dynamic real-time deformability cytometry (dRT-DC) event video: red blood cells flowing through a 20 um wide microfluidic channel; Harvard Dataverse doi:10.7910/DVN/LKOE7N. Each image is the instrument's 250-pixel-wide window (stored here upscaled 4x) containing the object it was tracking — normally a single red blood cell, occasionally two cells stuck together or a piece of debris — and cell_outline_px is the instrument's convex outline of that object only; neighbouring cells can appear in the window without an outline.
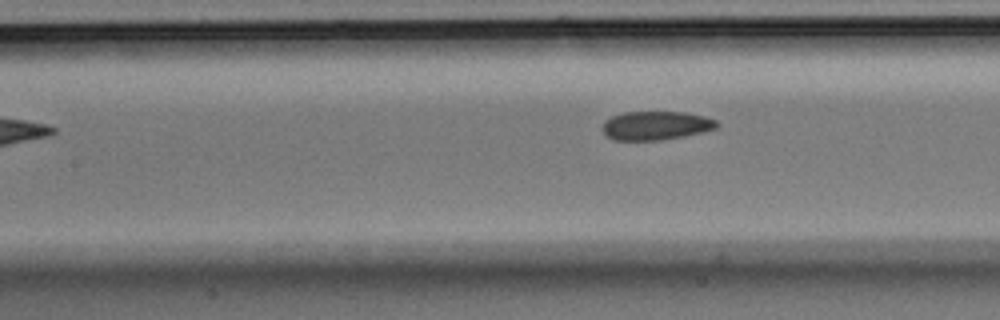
{"species": "Egyptian fruit bat (a non-hibernating species)", "species_latin": "Rousettus aegyptiacus", "temperature_condition": "room temperature", "stored_images_in_passage": 10, "segment_of_instrument_passage": [1, 2], "camera_frame_rate_fps": 3000, "um_per_image_px": 0.085, "animal": {"sex": "male"}, "frame": {"image": 1, "passage_image": 7, "time_ms": 2.0, "image_size_px": [1000, 320], "cell_outline_px": [[720, 124], [716, 128], [704, 132], [684, 136], [660, 140], [612, 140], [600, 128], [604, 120], [612, 116], [624, 112], [684, 112], [704, 116], [716, 120]], "centroid_in_image_um": [55.74, 10.67], "position_along_channel_um": 151.7, "area_um2": 19.31}}
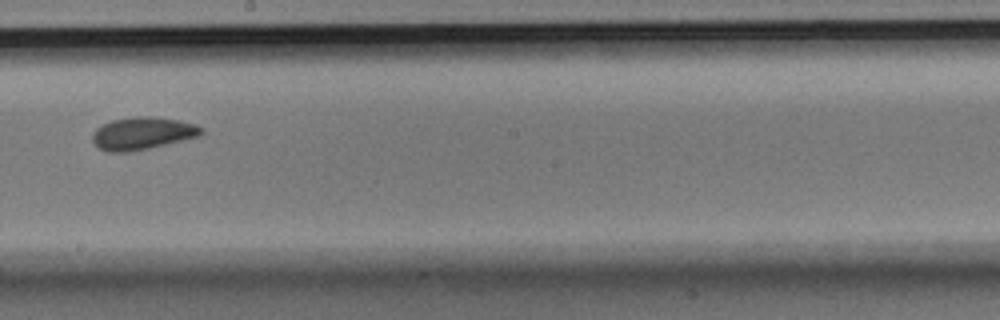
{"frame": {"image": 2, "passage_image": 9, "time_ms": 2.667, "image_size_px": [1000, 320], "cell_outline_px": [[204, 132], [200, 136], [148, 148], [128, 152], [108, 152], [100, 148], [92, 140], [92, 132], [96, 128], [112, 120], [136, 116], [148, 116], [180, 120], [196, 124], [204, 128]], "centroid_in_image_um": [12.13, 11.32], "position_along_channel_um": 236.1, "area_um2": 20.58}}